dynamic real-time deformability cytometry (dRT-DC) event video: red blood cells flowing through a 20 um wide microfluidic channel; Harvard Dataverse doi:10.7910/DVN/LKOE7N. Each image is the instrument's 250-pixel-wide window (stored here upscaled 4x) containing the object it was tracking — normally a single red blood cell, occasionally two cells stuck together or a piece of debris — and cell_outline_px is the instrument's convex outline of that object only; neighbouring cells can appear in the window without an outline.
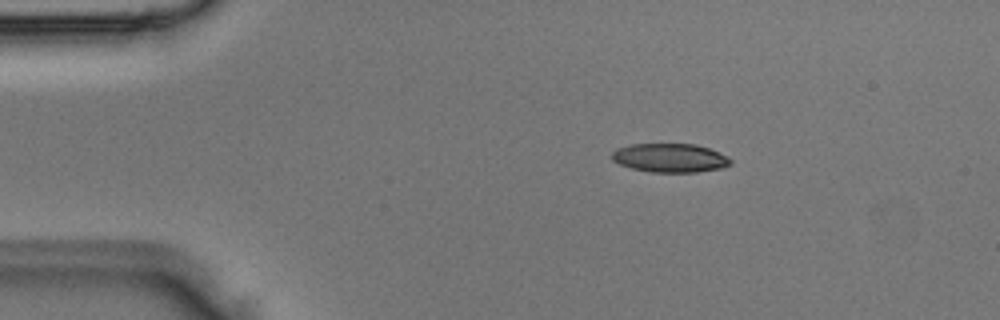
{"species": "Egyptian fruit bat (a non-hibernating species)", "species_latin": "Rousettus aegyptiacus", "temperature_condition": "room temperature", "stored_images_in_passage": 3, "camera_frame_rate_fps": 3000, "um_per_image_px": 0.085, "animal": {"sex": "male"}, "frame": {"image": 1, "passage_image": 1, "time_ms": 0.0, "image_size_px": [1000, 320], "cell_outline_px": [[732, 164], [720, 168], [696, 172], [648, 172], [632, 168], [620, 164], [612, 160], [612, 152], [616, 148], [632, 144], [696, 144], [708, 148], [728, 156], [732, 160]], "centroid_in_image_um": [56.95, 13.42], "position_along_channel_um": 28.0, "area_um2": 19.94}}